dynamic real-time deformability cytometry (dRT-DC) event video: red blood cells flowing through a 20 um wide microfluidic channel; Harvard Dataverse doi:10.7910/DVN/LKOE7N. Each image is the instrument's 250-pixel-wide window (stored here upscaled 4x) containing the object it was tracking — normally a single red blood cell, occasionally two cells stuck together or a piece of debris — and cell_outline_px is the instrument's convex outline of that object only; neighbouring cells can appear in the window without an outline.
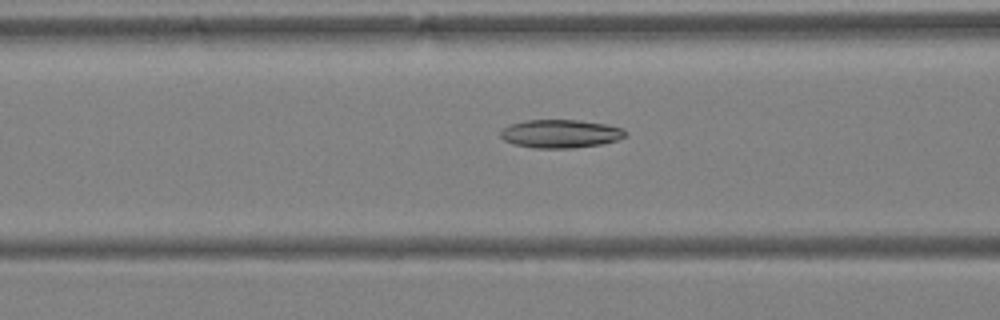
{"species": "Egyptian fruit bat (a non-hibernating species)", "species_latin": "Rousettus aegyptiacus", "temperature_condition": "warm", "stored_images_in_passage": 42, "camera_frame_rate_fps": 3000, "um_per_image_px": 0.085, "animal": {"sex": "female"}, "frame": {"image": 1, "passage_image": 16, "time_ms": 5.0, "image_size_px": [1000, 320], "cell_outline_px": [[628, 136], [616, 140], [600, 144], [572, 148], [532, 148], [512, 144], [504, 140], [500, 136], [500, 132], [504, 128], [512, 124], [528, 120], [580, 120], [604, 124], [620, 128], [628, 132]], "centroid_in_image_um": [47.64, 11.37], "position_along_channel_um": 119.0, "area_um2": 20.52}}
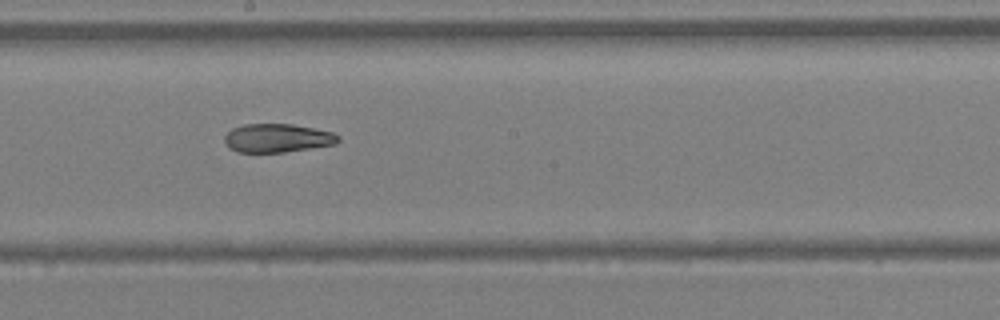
{"frame": {"image": 2, "passage_image": 23, "time_ms": 7.333, "image_size_px": [1000, 320], "cell_outline_px": [[340, 140], [336, 144], [284, 152], [236, 152], [228, 148], [224, 144], [224, 136], [232, 128], [244, 124], [292, 124], [332, 132], [340, 136]], "centroid_in_image_um": [23.54, 11.74], "position_along_channel_um": 224.7, "area_um2": 19.02}}
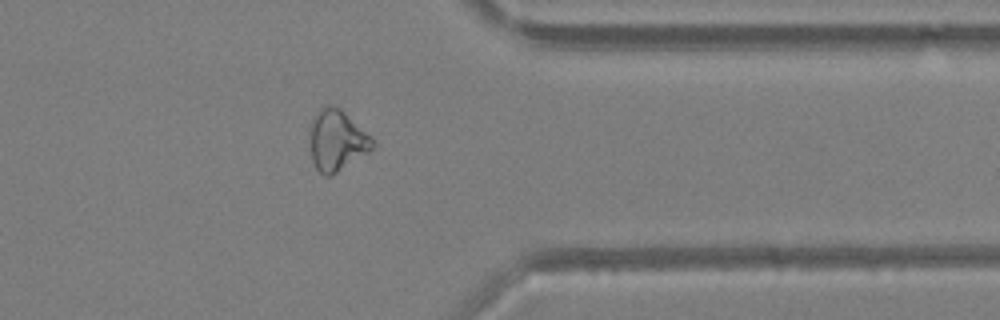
{"frame": {"image": 3, "passage_image": 34, "time_ms": 11.0, "image_size_px": [1000, 320], "cell_outline_px": [[376, 144], [368, 152], [332, 176], [324, 176], [316, 168], [312, 160], [308, 132], [312, 120], [316, 112], [324, 104], [332, 104], [340, 108], [372, 136]], "centroid_in_image_um": [28.61, 11.91], "position_along_channel_um": 382.8, "area_um2": 22.66}}